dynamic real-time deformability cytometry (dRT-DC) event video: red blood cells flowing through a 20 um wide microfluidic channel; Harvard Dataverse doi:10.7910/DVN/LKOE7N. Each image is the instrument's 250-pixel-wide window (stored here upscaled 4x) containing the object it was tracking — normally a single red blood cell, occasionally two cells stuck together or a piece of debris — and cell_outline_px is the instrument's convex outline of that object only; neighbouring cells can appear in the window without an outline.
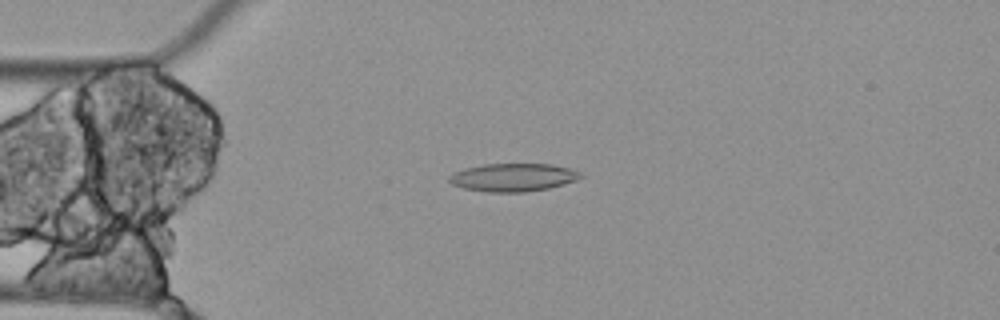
{"species": "Egyptian fruit bat (a non-hibernating species)", "species_latin": "Rousettus aegyptiacus", "temperature_condition": "cold", "stored_images_in_passage": 1, "camera_frame_rate_fps": 3000, "um_per_image_px": 0.085, "animal": {"sex": "female"}, "frame": {"image": 1, "passage_image": 1, "time_ms": 0.0, "image_size_px": [1000, 320], "cell_outline_px": [[584, 176], [576, 180], [564, 184], [548, 188], [524, 192], [488, 192], [464, 188], [452, 184], [448, 180], [448, 176], [452, 172], [464, 168], [484, 164], [552, 164], [568, 168], [580, 172]], "centroid_in_image_um": [43.59, 15.07], "position_along_channel_um": 41.4, "area_um2": 21.5}}